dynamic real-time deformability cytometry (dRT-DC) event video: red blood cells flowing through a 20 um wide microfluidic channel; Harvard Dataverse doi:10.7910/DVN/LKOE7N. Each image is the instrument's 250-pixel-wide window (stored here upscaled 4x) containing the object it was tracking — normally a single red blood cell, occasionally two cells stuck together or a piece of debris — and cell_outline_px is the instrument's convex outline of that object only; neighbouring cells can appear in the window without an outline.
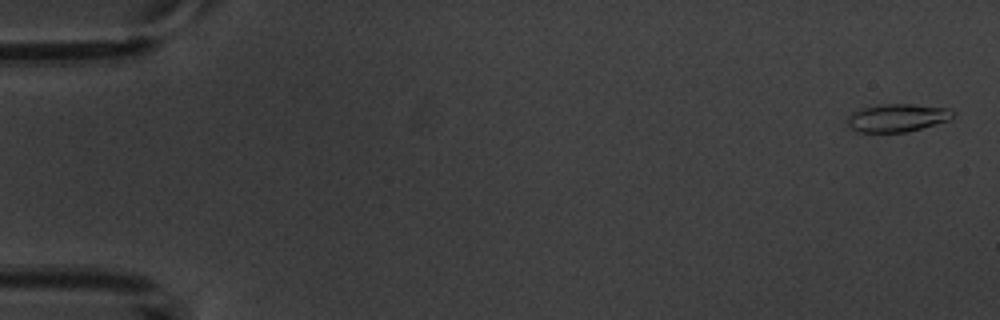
{"species": "common noctule bat (a hibernating species)", "species_latin": "Nyctalus noctula", "temperature_condition": "warm", "stored_images_in_passage": 5, "camera_frame_rate_fps": 3000, "um_per_image_px": 0.085, "animal": {"sex": "male", "body_mass_g": 20.1, "forearm_length_mm": 53.5}, "frame": {"image": 1, "passage_image": 1, "time_ms": 0.0, "image_size_px": [1000, 320], "cell_outline_px": [[952, 116], [948, 120], [908, 132], [856, 132], [848, 124], [848, 116], [852, 112], [864, 108], [888, 104], [912, 104], [948, 108], [952, 112]], "centroid_in_image_um": [76.25, 10.02], "position_along_channel_um": 8.8, "area_um2": 16.82}}